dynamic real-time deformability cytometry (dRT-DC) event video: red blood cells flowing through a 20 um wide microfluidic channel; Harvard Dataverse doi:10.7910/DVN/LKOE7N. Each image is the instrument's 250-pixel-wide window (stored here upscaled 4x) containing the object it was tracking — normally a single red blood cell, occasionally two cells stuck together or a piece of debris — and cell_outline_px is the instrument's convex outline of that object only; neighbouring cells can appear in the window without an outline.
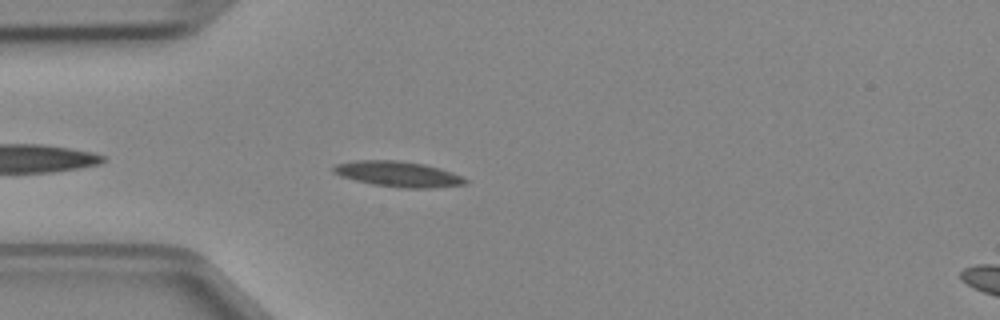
{"species": "Egyptian fruit bat (a non-hibernating species)", "species_latin": "Rousettus aegyptiacus", "temperature_condition": "cold", "stored_images_in_passage": 5, "segment_of_instrument_passage": [1, 2], "camera_frame_rate_fps": 3000, "um_per_image_px": 0.085, "animal": {"sex": "female"}, "frame": {"image": 1, "passage_image": 4, "time_ms": 1.0, "image_size_px": [1000, 320], "cell_outline_px": [[468, 184], [432, 188], [400, 188], [372, 184], [340, 176], [332, 172], [332, 168], [336, 164], [356, 160], [396, 160], [424, 164], [440, 168], [452, 172], [468, 180]], "centroid_in_image_um": [33.84, 14.8], "position_along_channel_um": 51.2, "area_um2": 19.65}}